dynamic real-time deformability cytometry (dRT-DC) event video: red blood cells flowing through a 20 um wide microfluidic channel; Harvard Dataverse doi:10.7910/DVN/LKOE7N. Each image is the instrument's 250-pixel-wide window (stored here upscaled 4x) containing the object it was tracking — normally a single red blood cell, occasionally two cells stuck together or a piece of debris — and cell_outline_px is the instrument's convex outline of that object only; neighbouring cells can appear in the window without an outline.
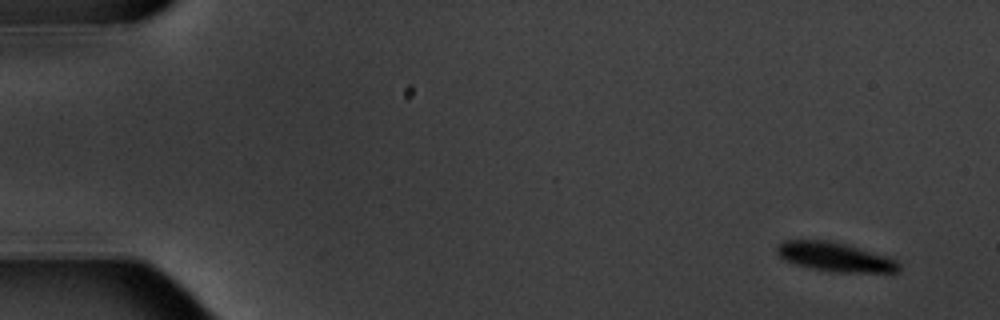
{"species": "common noctule bat (a hibernating species)", "species_latin": "Nyctalus noctula", "temperature_condition": "warm", "stored_images_in_passage": 6, "segment_of_instrument_passage": [1, 2], "camera_frame_rate_fps": 3000, "um_per_image_px": 0.085, "animal": {"sex": "male", "body_mass_g": 20.1, "forearm_length_mm": 53.5}, "frame": {"image": 1, "passage_image": 1, "time_ms": 0.0, "image_size_px": [1000, 320], "cell_outline_px": [[900, 272], [836, 272], [812, 268], [796, 264], [784, 260], [776, 252], [776, 244], [784, 240], [828, 240], [860, 248], [896, 260], [900, 264]], "centroid_in_image_um": [70.94, 21.83], "position_along_channel_um": 14.1, "area_um2": 20.52}}